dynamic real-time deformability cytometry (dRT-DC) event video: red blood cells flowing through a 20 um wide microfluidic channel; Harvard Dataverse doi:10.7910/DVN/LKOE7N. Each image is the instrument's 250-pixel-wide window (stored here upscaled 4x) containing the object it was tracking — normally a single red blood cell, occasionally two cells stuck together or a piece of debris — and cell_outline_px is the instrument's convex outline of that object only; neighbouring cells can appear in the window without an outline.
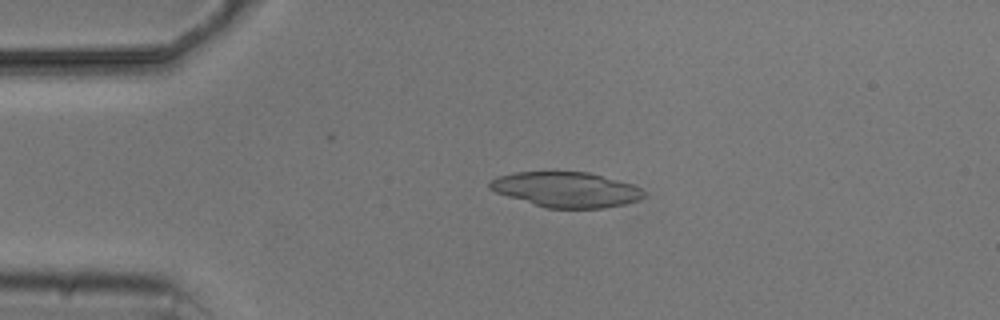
{"species": "common noctule bat (a hibernating species)", "species_latin": "Nyctalus noctula", "temperature_condition": "cold", "stored_images_in_passage": 5, "camera_frame_rate_fps": 3000, "um_per_image_px": 0.085, "animal": {"sex": "male", "body_mass_g": 20.5, "forearm_length_mm": 52.5}, "frame": {"image": 1, "passage_image": 4, "time_ms": 3.333, "image_size_px": [1000, 320], "cell_outline_px": [[644, 196], [640, 200], [624, 204], [604, 208], [544, 208], [496, 192], [488, 188], [488, 180], [496, 176], [516, 172], [588, 172], [632, 184], [640, 188], [644, 192]], "centroid_in_image_um": [48.09, 16.11], "position_along_channel_um": 36.9, "area_um2": 31.62}}